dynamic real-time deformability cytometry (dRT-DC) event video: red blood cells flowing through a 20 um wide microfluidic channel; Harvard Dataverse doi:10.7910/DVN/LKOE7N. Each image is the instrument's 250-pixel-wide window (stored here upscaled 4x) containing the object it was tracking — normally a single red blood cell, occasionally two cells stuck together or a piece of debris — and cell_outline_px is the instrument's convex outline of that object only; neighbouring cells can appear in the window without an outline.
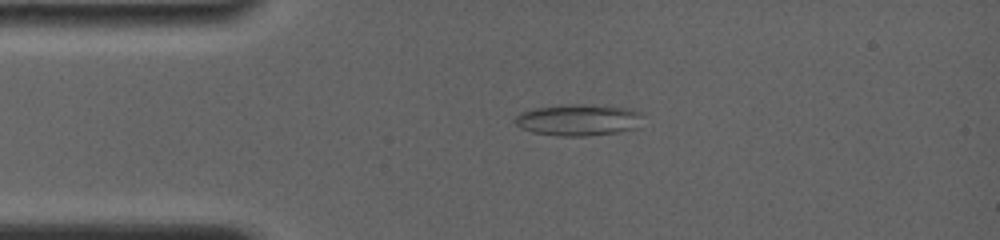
{"species": "common noctule bat (a hibernating species)", "species_latin": "Nyctalus noctula", "temperature_condition": "room temperature", "stored_images_in_passage": 19, "camera_frame_rate_fps": 4000, "um_per_image_px": 0.085, "animal": {"sex": "female", "body_mass_g": 19.0, "forearm_length_mm": 56.7}, "frame": {"image": 1, "passage_image": 5, "time_ms": 3.0, "image_size_px": [1000, 240], "cell_outline_px": [[644, 112], [636, 128], [616, 132], [588, 136], [560, 136], [532, 132], [516, 124], [512, 120], [520, 112], [532, 108], [572, 104], [584, 104], [632, 108]], "centroid_in_image_um": [49.17, 10.18], "position_along_channel_um": 35.8, "area_um2": 23.58}}
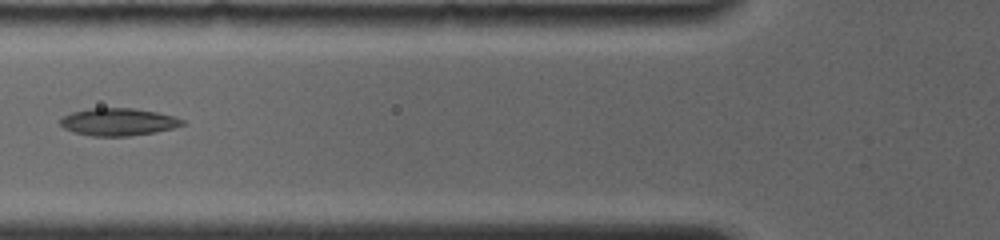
{"frame": {"image": 2, "passage_image": 12, "time_ms": 5.75, "image_size_px": [1000, 240], "cell_outline_px": [[184, 124], [172, 128], [156, 132], [128, 136], [92, 136], [76, 132], [64, 128], [60, 124], [60, 120], [64, 116], [72, 112], [88, 108], [132, 108], [156, 112], [172, 116], [184, 120]], "centroid_in_image_um": [10.04, 10.36], "position_along_channel_um": 115.8, "area_um2": 19.31}}
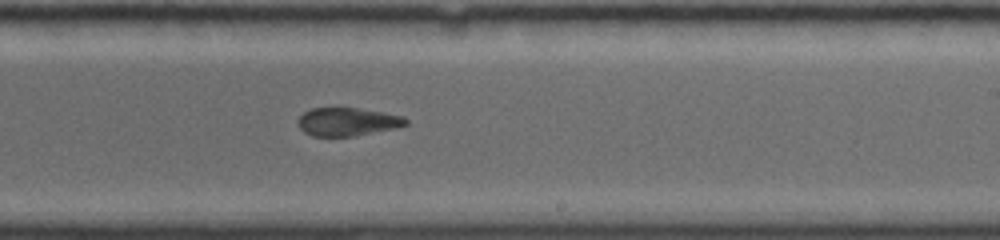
{"frame": {"image": 3, "passage_image": 19, "time_ms": 9.5, "image_size_px": [1000, 240], "cell_outline_px": [[408, 124], [396, 128], [352, 136], [312, 136], [304, 132], [296, 124], [296, 120], [304, 112], [312, 108], [356, 108], [384, 112], [404, 116], [408, 120]], "centroid_in_image_um": [29.52, 10.35], "position_along_channel_um": 259.5, "area_um2": 17.8}}